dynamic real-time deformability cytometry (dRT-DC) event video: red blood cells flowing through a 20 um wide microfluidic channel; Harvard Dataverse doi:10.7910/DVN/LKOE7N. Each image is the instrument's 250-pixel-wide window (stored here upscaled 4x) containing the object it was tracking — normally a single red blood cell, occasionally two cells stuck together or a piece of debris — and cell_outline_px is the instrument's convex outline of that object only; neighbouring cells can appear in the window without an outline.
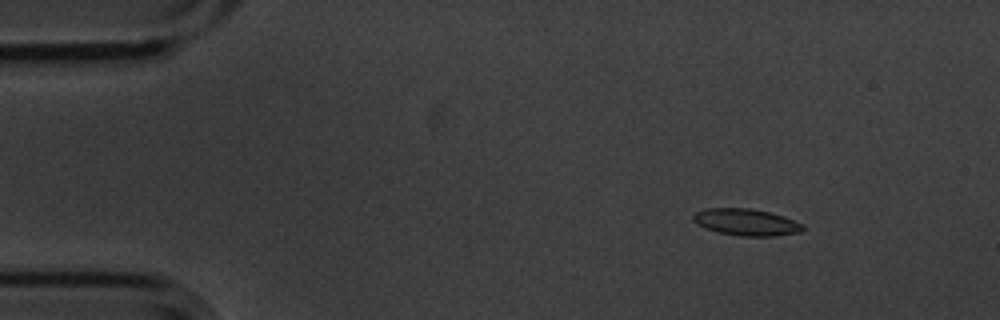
{"species": "common noctule bat (a hibernating species)", "species_latin": "Nyctalus noctula", "temperature_condition": "cold", "stored_images_in_passage": 11, "camera_frame_rate_fps": 3000, "um_per_image_px": 0.085, "animal": {"sex": "male", "body_mass_g": 20.1, "forearm_length_mm": 53.5}, "frame": {"image": 1, "passage_image": 2, "time_ms": 0.333, "image_size_px": [1000, 320], "cell_outline_px": [[804, 228], [800, 232], [776, 236], [740, 236], [720, 232], [704, 228], [696, 224], [692, 220], [692, 216], [696, 212], [704, 208], [748, 208], [768, 212], [784, 216], [804, 224]], "centroid_in_image_um": [63.41, 18.88], "position_along_channel_um": 21.6, "area_um2": 17.17}}
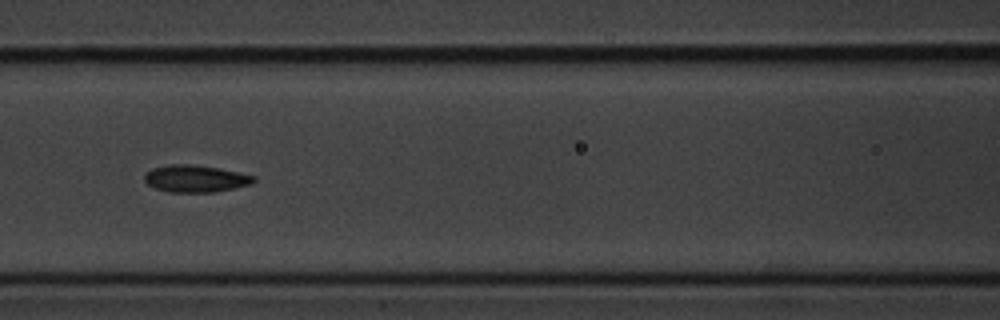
{"frame": {"image": 2, "passage_image": 7, "time_ms": 2.0, "image_size_px": [1000, 320], "cell_outline_px": [[256, 180], [252, 184], [236, 188], [216, 192], [168, 192], [156, 188], [148, 184], [144, 180], [144, 176], [152, 168], [168, 164], [192, 164], [216, 168], [256, 176]], "centroid_in_image_um": [16.63, 15.19], "position_along_channel_um": 150.0, "area_um2": 17.22}}
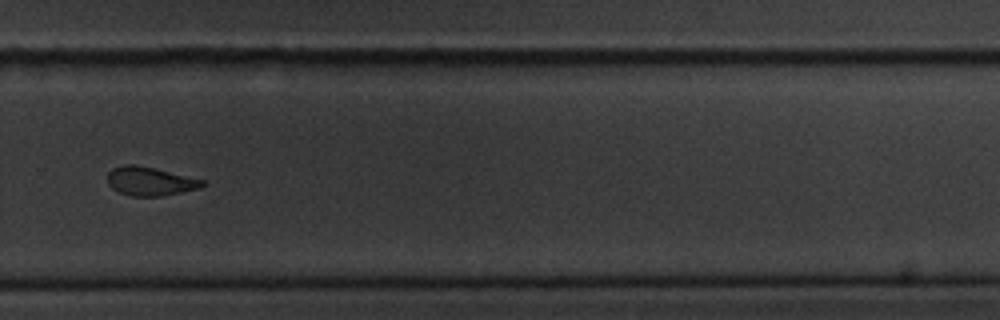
{"frame": {"image": 3, "passage_image": 11, "time_ms": 3.333, "image_size_px": [1000, 320], "cell_outline_px": [[204, 184], [200, 188], [160, 196], [132, 196], [120, 192], [112, 188], [108, 184], [108, 172], [112, 168], [124, 164], [136, 164], [204, 180]], "centroid_in_image_um": [12.71, 15.4], "position_along_channel_um": 317.1, "area_um2": 15.66}}